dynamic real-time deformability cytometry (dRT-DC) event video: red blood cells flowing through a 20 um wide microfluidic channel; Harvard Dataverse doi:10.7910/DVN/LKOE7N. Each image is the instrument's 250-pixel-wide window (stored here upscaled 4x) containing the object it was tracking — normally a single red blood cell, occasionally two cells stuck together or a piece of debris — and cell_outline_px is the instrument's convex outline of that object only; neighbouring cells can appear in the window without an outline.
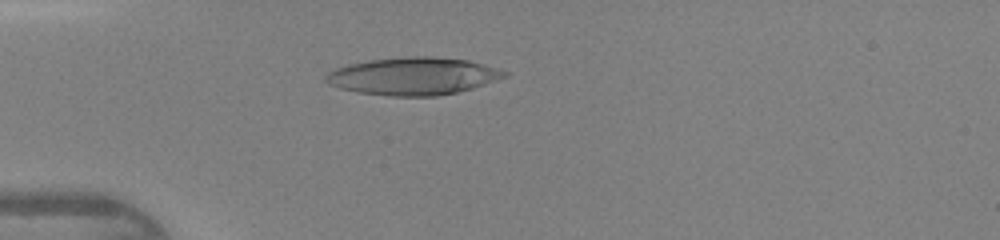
{"species": "human", "species_latin": "Homo sapiens", "temperature_condition": "warm", "stored_images_in_passage": 45, "camera_frame_rate_fps": 3000, "um_per_image_px": 0.085, "donor": {"sex": "female"}, "frame": {"image": 1, "passage_image": 13, "time_ms": 4.0, "image_size_px": [1000, 240], "cell_outline_px": [[508, 76], [472, 88], [456, 92], [436, 96], [388, 96], [360, 92], [340, 88], [328, 84], [324, 80], [324, 76], [328, 72], [336, 68], [348, 64], [368, 60], [408, 56], [432, 56], [468, 60], [508, 72]], "centroid_in_image_um": [35.08, 6.47], "position_along_channel_um": 49.9, "area_um2": 38.96}}
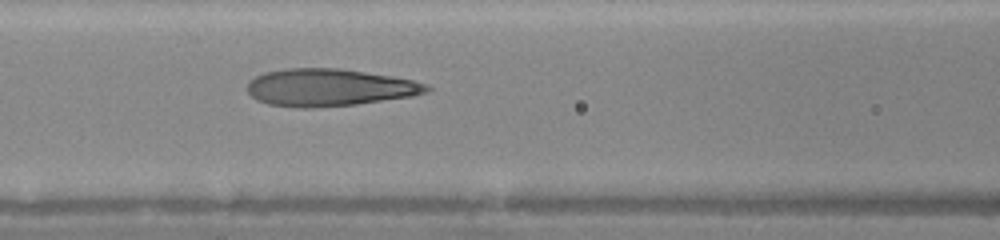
{"frame": {"image": 2, "passage_image": 20, "time_ms": 6.333, "image_size_px": [1000, 240], "cell_outline_px": [[432, 88], [428, 92], [412, 96], [356, 104], [316, 108], [296, 108], [268, 104], [256, 100], [248, 92], [248, 84], [256, 76], [264, 72], [284, 68], [340, 68], [392, 76], [412, 80], [428, 84]], "centroid_in_image_um": [27.99, 7.44], "position_along_channel_um": 138.6, "area_um2": 39.19}}
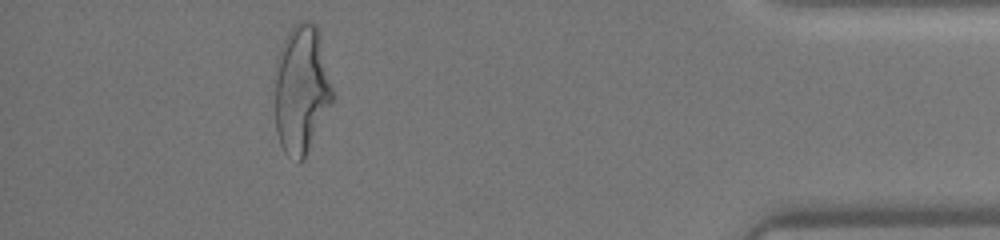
{"frame": {"image": 3, "passage_image": 41, "time_ms": 13.333, "image_size_px": [1000, 240], "cell_outline_px": [[336, 100], [304, 160], [300, 164], [288, 156], [284, 152], [280, 144], [276, 132], [276, 76], [280, 48], [288, 32], [300, 20], [308, 20], [316, 24]], "centroid_in_image_um": [25.67, 7.69], "position_along_channel_um": 409.5, "area_um2": 43.58}}